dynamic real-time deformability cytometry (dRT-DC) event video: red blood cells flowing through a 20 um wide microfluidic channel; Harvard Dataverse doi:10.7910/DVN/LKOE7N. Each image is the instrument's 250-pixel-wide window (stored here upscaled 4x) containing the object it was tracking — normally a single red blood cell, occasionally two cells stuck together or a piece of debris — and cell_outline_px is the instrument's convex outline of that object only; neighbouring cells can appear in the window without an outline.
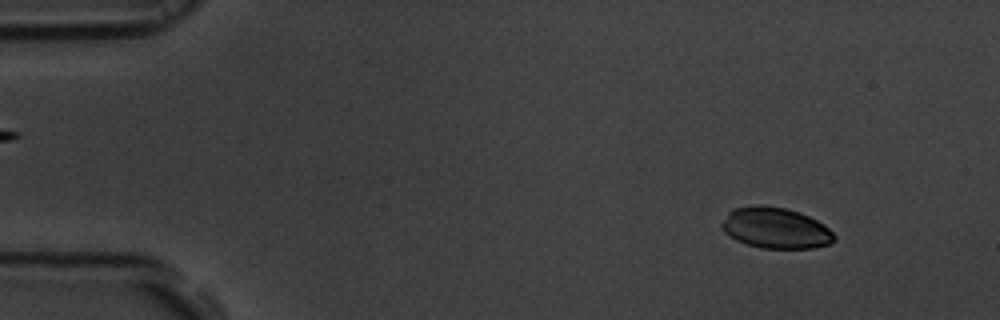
{"species": "common noctule bat (a hibernating species)", "species_latin": "Nyctalus noctula", "temperature_condition": "room temperature", "stored_images_in_passage": 52, "camera_frame_rate_fps": 3000, "um_per_image_px": 0.085, "animal": {"sex": "male", "body_mass_g": 19.5, "forearm_length_mm": 54.6}, "frame": {"image": 1, "passage_image": 3, "time_ms": 0.667, "image_size_px": [1000, 320], "cell_outline_px": [[836, 240], [828, 244], [812, 248], [760, 248], [736, 240], [724, 232], [720, 224], [728, 212], [732, 208], [784, 208], [800, 212], [824, 224], [836, 236]], "centroid_in_image_um": [65.95, 19.42], "position_along_channel_um": 19.0, "area_um2": 26.13}}
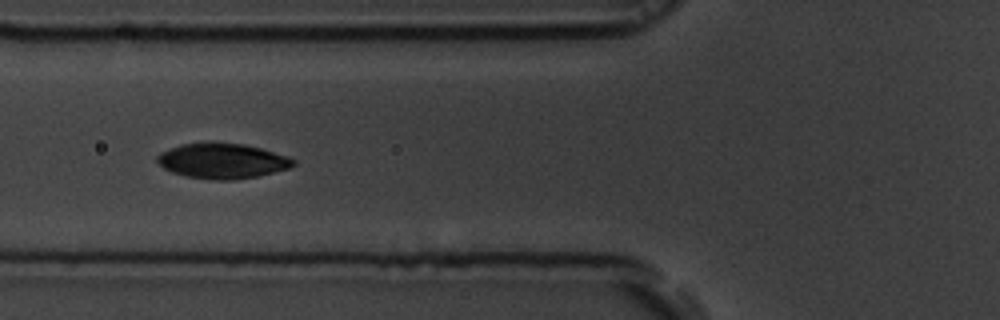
{"frame": {"image": 2, "passage_image": 18, "time_ms": 5.667, "image_size_px": [1000, 320], "cell_outline_px": [[296, 164], [288, 168], [256, 176], [232, 180], [216, 180], [184, 176], [172, 172], [164, 168], [156, 160], [156, 156], [160, 152], [180, 144], [208, 140], [244, 144], [260, 148], [288, 156], [296, 160]], "centroid_in_image_um": [18.86, 13.64], "position_along_channel_um": 106.9, "area_um2": 28.32}}
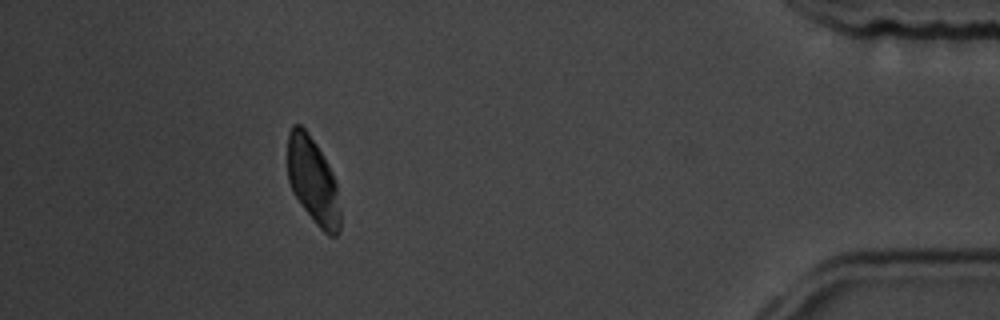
{"frame": {"image": 3, "passage_image": 47, "time_ms": 15.333, "image_size_px": [1000, 320], "cell_outline_px": [[340, 232], [336, 236], [328, 236], [316, 224], [300, 204], [292, 192], [288, 180], [288, 132], [292, 124], [300, 124], [308, 132], [316, 144], [328, 164], [332, 172], [336, 184], [340, 212]], "centroid_in_image_um": [26.59, 15.37], "position_along_channel_um": 408.6, "area_um2": 26.59}, "authors_computed_cell_mechanics": {"area_um2": 27.6573, "velocity_mm_per_s": 3.6861, "shape_relaxation_time_tau1_ms": 8.3068, "shape_relaxation_time_tau2_ms": 6.8204, "deformation_change_tau1": 0.1146, "deformation_change_tau2": 0.0802}}